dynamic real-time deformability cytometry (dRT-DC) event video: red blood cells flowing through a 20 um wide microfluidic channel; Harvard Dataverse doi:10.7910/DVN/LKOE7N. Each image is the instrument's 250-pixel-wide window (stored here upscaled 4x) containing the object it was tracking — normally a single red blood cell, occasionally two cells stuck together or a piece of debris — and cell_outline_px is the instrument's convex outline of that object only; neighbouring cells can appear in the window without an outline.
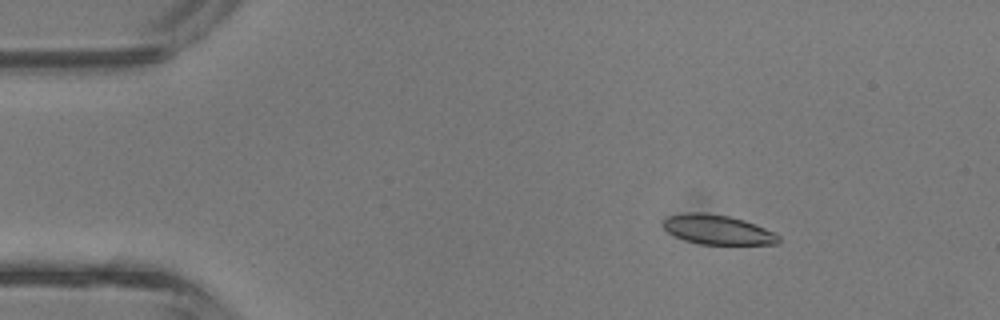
{"species": "common noctule bat (a hibernating species)", "species_latin": "Nyctalus noctula", "temperature_condition": "room temperature", "stored_images_in_passage": 5, "camera_frame_rate_fps": 3000, "um_per_image_px": 0.085, "animal": {"sex": "male", "body_mass_g": 13.3}, "frame": {"image": 1, "passage_image": 2, "time_ms": 0.333, "image_size_px": [1000, 320], "cell_outline_px": [[780, 244], [700, 244], [684, 240], [668, 232], [664, 228], [664, 220], [668, 216], [688, 212], [704, 212], [728, 216], [744, 220], [756, 224], [780, 236]], "centroid_in_image_um": [61.01, 19.52], "position_along_channel_um": 24.0, "area_um2": 19.77}}
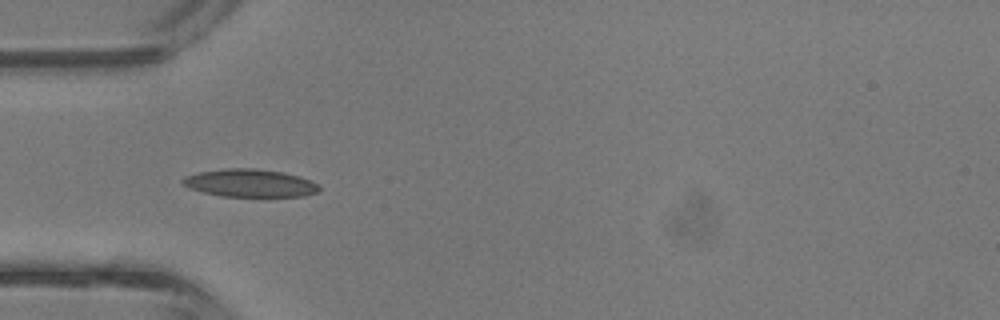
{"frame": {"image": 2, "passage_image": 4, "time_ms": 1.0, "image_size_px": [1000, 320], "cell_outline_px": [[320, 188], [316, 192], [304, 196], [220, 196], [188, 188], [180, 184], [180, 180], [184, 176], [200, 172], [224, 168], [256, 168], [284, 172], [300, 176], [316, 184]], "centroid_in_image_um": [21.18, 15.55], "position_along_channel_um": 63.8, "area_um2": 22.14}}
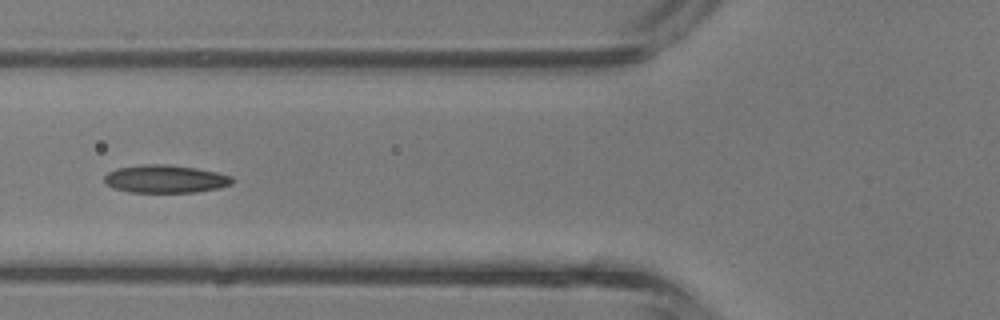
{"frame": {"image": 3, "passage_image": 5, "time_ms": 1.333, "image_size_px": [1000, 320], "cell_outline_px": [[232, 184], [220, 188], [196, 192], [128, 192], [112, 188], [104, 180], [104, 176], [108, 172], [116, 168], [140, 164], [168, 164], [196, 168], [216, 172], [232, 176]], "centroid_in_image_um": [14.04, 15.2], "position_along_channel_um": 111.8, "area_um2": 20.92}}